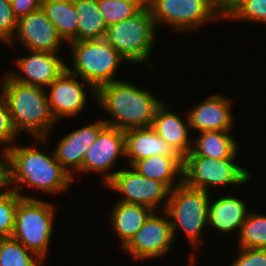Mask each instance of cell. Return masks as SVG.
I'll use <instances>...</instances> for the list:
<instances>
[{
  "mask_svg": "<svg viewBox=\"0 0 266 266\" xmlns=\"http://www.w3.org/2000/svg\"><path fill=\"white\" fill-rule=\"evenodd\" d=\"M34 146L22 147L13 144L5 153L7 158L8 187L22 198H35L21 193L22 187H32L49 193H58L67 190L73 181L72 177L56 160L55 153L51 156L38 150L37 145L45 144L46 138H33Z\"/></svg>",
  "mask_w": 266,
  "mask_h": 266,
  "instance_id": "1",
  "label": "cell"
},
{
  "mask_svg": "<svg viewBox=\"0 0 266 266\" xmlns=\"http://www.w3.org/2000/svg\"><path fill=\"white\" fill-rule=\"evenodd\" d=\"M96 101L113 117L107 126L126 131L152 127L157 108L164 102L147 90L117 79L96 90Z\"/></svg>",
  "mask_w": 266,
  "mask_h": 266,
  "instance_id": "2",
  "label": "cell"
},
{
  "mask_svg": "<svg viewBox=\"0 0 266 266\" xmlns=\"http://www.w3.org/2000/svg\"><path fill=\"white\" fill-rule=\"evenodd\" d=\"M2 94L5 98L11 120L18 132L26 130L33 138L48 140L52 127L57 123L50 110L47 89L26 85L4 74Z\"/></svg>",
  "mask_w": 266,
  "mask_h": 266,
  "instance_id": "3",
  "label": "cell"
},
{
  "mask_svg": "<svg viewBox=\"0 0 266 266\" xmlns=\"http://www.w3.org/2000/svg\"><path fill=\"white\" fill-rule=\"evenodd\" d=\"M156 29L151 12L145 4L132 17L109 25L104 39L127 63H142L152 53Z\"/></svg>",
  "mask_w": 266,
  "mask_h": 266,
  "instance_id": "4",
  "label": "cell"
},
{
  "mask_svg": "<svg viewBox=\"0 0 266 266\" xmlns=\"http://www.w3.org/2000/svg\"><path fill=\"white\" fill-rule=\"evenodd\" d=\"M75 70H67L89 83L95 90L115 80L121 56L105 39L70 42Z\"/></svg>",
  "mask_w": 266,
  "mask_h": 266,
  "instance_id": "5",
  "label": "cell"
},
{
  "mask_svg": "<svg viewBox=\"0 0 266 266\" xmlns=\"http://www.w3.org/2000/svg\"><path fill=\"white\" fill-rule=\"evenodd\" d=\"M54 206L37 198H21L18 201L12 238L42 260L53 235Z\"/></svg>",
  "mask_w": 266,
  "mask_h": 266,
  "instance_id": "6",
  "label": "cell"
},
{
  "mask_svg": "<svg viewBox=\"0 0 266 266\" xmlns=\"http://www.w3.org/2000/svg\"><path fill=\"white\" fill-rule=\"evenodd\" d=\"M209 193L181 183L170 191L165 212L169 216L173 236L184 231L192 247L201 242V232L208 225ZM177 229V230H176Z\"/></svg>",
  "mask_w": 266,
  "mask_h": 266,
  "instance_id": "7",
  "label": "cell"
},
{
  "mask_svg": "<svg viewBox=\"0 0 266 266\" xmlns=\"http://www.w3.org/2000/svg\"><path fill=\"white\" fill-rule=\"evenodd\" d=\"M145 4L156 27L165 24L182 32L224 17L210 0H145Z\"/></svg>",
  "mask_w": 266,
  "mask_h": 266,
  "instance_id": "8",
  "label": "cell"
},
{
  "mask_svg": "<svg viewBox=\"0 0 266 266\" xmlns=\"http://www.w3.org/2000/svg\"><path fill=\"white\" fill-rule=\"evenodd\" d=\"M235 158L214 159L204 156L183 158V183L205 192L208 187L240 185L250 181L251 174L234 162Z\"/></svg>",
  "mask_w": 266,
  "mask_h": 266,
  "instance_id": "9",
  "label": "cell"
},
{
  "mask_svg": "<svg viewBox=\"0 0 266 266\" xmlns=\"http://www.w3.org/2000/svg\"><path fill=\"white\" fill-rule=\"evenodd\" d=\"M130 170H118L106 184L111 190L123 195L120 202L141 204L156 211L159 204L165 211L170 189L162 182L142 176L130 166Z\"/></svg>",
  "mask_w": 266,
  "mask_h": 266,
  "instance_id": "10",
  "label": "cell"
},
{
  "mask_svg": "<svg viewBox=\"0 0 266 266\" xmlns=\"http://www.w3.org/2000/svg\"><path fill=\"white\" fill-rule=\"evenodd\" d=\"M163 214L168 218L155 215L153 212L123 247V250L133 257L132 259H155L171 250L174 240L173 231L169 216L165 211Z\"/></svg>",
  "mask_w": 266,
  "mask_h": 266,
  "instance_id": "11",
  "label": "cell"
},
{
  "mask_svg": "<svg viewBox=\"0 0 266 266\" xmlns=\"http://www.w3.org/2000/svg\"><path fill=\"white\" fill-rule=\"evenodd\" d=\"M126 155L125 131L116 127L105 126L98 134L96 140L87 149L82 162L83 172H101L103 183L106 185L115 175L111 171L118 156Z\"/></svg>",
  "mask_w": 266,
  "mask_h": 266,
  "instance_id": "12",
  "label": "cell"
},
{
  "mask_svg": "<svg viewBox=\"0 0 266 266\" xmlns=\"http://www.w3.org/2000/svg\"><path fill=\"white\" fill-rule=\"evenodd\" d=\"M13 37L7 43L10 46L16 37L28 51L51 53H57L64 41L41 7L17 21Z\"/></svg>",
  "mask_w": 266,
  "mask_h": 266,
  "instance_id": "13",
  "label": "cell"
},
{
  "mask_svg": "<svg viewBox=\"0 0 266 266\" xmlns=\"http://www.w3.org/2000/svg\"><path fill=\"white\" fill-rule=\"evenodd\" d=\"M77 77L66 69L47 87H50V94H47L50 110L57 122L63 117L77 115L86 106L87 93L83 84H87L96 99V90L84 80L80 83Z\"/></svg>",
  "mask_w": 266,
  "mask_h": 266,
  "instance_id": "14",
  "label": "cell"
},
{
  "mask_svg": "<svg viewBox=\"0 0 266 266\" xmlns=\"http://www.w3.org/2000/svg\"><path fill=\"white\" fill-rule=\"evenodd\" d=\"M28 52L29 56L15 60L23 75L14 71L7 73L16 82L47 89L67 69L66 63L56 53Z\"/></svg>",
  "mask_w": 266,
  "mask_h": 266,
  "instance_id": "15",
  "label": "cell"
},
{
  "mask_svg": "<svg viewBox=\"0 0 266 266\" xmlns=\"http://www.w3.org/2000/svg\"><path fill=\"white\" fill-rule=\"evenodd\" d=\"M105 126L106 123L100 120L73 130L58 141V145L54 149L56 160L72 179H74L72 171L82 172V162L86 151L95 142L99 132Z\"/></svg>",
  "mask_w": 266,
  "mask_h": 266,
  "instance_id": "16",
  "label": "cell"
},
{
  "mask_svg": "<svg viewBox=\"0 0 266 266\" xmlns=\"http://www.w3.org/2000/svg\"><path fill=\"white\" fill-rule=\"evenodd\" d=\"M231 100L220 94L210 95L186 112L192 129L204 131H231L233 115Z\"/></svg>",
  "mask_w": 266,
  "mask_h": 266,
  "instance_id": "17",
  "label": "cell"
},
{
  "mask_svg": "<svg viewBox=\"0 0 266 266\" xmlns=\"http://www.w3.org/2000/svg\"><path fill=\"white\" fill-rule=\"evenodd\" d=\"M166 106V103L163 102L157 108L152 128L165 142L170 144L182 158H184L191 151L193 146L188 136L190 130L188 116H186L187 119L184 121L181 119L180 115L169 111Z\"/></svg>",
  "mask_w": 266,
  "mask_h": 266,
  "instance_id": "18",
  "label": "cell"
},
{
  "mask_svg": "<svg viewBox=\"0 0 266 266\" xmlns=\"http://www.w3.org/2000/svg\"><path fill=\"white\" fill-rule=\"evenodd\" d=\"M125 150L129 166L153 155L180 156L152 127L126 130Z\"/></svg>",
  "mask_w": 266,
  "mask_h": 266,
  "instance_id": "19",
  "label": "cell"
},
{
  "mask_svg": "<svg viewBox=\"0 0 266 266\" xmlns=\"http://www.w3.org/2000/svg\"><path fill=\"white\" fill-rule=\"evenodd\" d=\"M249 211L246 203L232 196H220L208 206V225L225 235L231 232H240Z\"/></svg>",
  "mask_w": 266,
  "mask_h": 266,
  "instance_id": "20",
  "label": "cell"
},
{
  "mask_svg": "<svg viewBox=\"0 0 266 266\" xmlns=\"http://www.w3.org/2000/svg\"><path fill=\"white\" fill-rule=\"evenodd\" d=\"M110 214V222L115 235L121 239L123 248L154 212L150 207L117 201Z\"/></svg>",
  "mask_w": 266,
  "mask_h": 266,
  "instance_id": "21",
  "label": "cell"
},
{
  "mask_svg": "<svg viewBox=\"0 0 266 266\" xmlns=\"http://www.w3.org/2000/svg\"><path fill=\"white\" fill-rule=\"evenodd\" d=\"M131 167L144 177L164 183L170 190L183 183L181 156L153 155L135 162ZM175 176H181L178 182H174Z\"/></svg>",
  "mask_w": 266,
  "mask_h": 266,
  "instance_id": "22",
  "label": "cell"
},
{
  "mask_svg": "<svg viewBox=\"0 0 266 266\" xmlns=\"http://www.w3.org/2000/svg\"><path fill=\"white\" fill-rule=\"evenodd\" d=\"M230 131H204L193 140L194 146L186 156H204L214 159L235 158L237 141L230 136Z\"/></svg>",
  "mask_w": 266,
  "mask_h": 266,
  "instance_id": "23",
  "label": "cell"
},
{
  "mask_svg": "<svg viewBox=\"0 0 266 266\" xmlns=\"http://www.w3.org/2000/svg\"><path fill=\"white\" fill-rule=\"evenodd\" d=\"M41 8L64 41H77V12L73 0H42Z\"/></svg>",
  "mask_w": 266,
  "mask_h": 266,
  "instance_id": "24",
  "label": "cell"
},
{
  "mask_svg": "<svg viewBox=\"0 0 266 266\" xmlns=\"http://www.w3.org/2000/svg\"><path fill=\"white\" fill-rule=\"evenodd\" d=\"M77 12V41L104 39L107 26L97 0H73Z\"/></svg>",
  "mask_w": 266,
  "mask_h": 266,
  "instance_id": "25",
  "label": "cell"
},
{
  "mask_svg": "<svg viewBox=\"0 0 266 266\" xmlns=\"http://www.w3.org/2000/svg\"><path fill=\"white\" fill-rule=\"evenodd\" d=\"M43 261L18 240L0 238V266H43Z\"/></svg>",
  "mask_w": 266,
  "mask_h": 266,
  "instance_id": "26",
  "label": "cell"
},
{
  "mask_svg": "<svg viewBox=\"0 0 266 266\" xmlns=\"http://www.w3.org/2000/svg\"><path fill=\"white\" fill-rule=\"evenodd\" d=\"M238 235V248L266 249V216L249 212Z\"/></svg>",
  "mask_w": 266,
  "mask_h": 266,
  "instance_id": "27",
  "label": "cell"
},
{
  "mask_svg": "<svg viewBox=\"0 0 266 266\" xmlns=\"http://www.w3.org/2000/svg\"><path fill=\"white\" fill-rule=\"evenodd\" d=\"M97 4L108 27L132 17L145 5V0H97Z\"/></svg>",
  "mask_w": 266,
  "mask_h": 266,
  "instance_id": "28",
  "label": "cell"
},
{
  "mask_svg": "<svg viewBox=\"0 0 266 266\" xmlns=\"http://www.w3.org/2000/svg\"><path fill=\"white\" fill-rule=\"evenodd\" d=\"M22 197L12 188L0 193V238L11 237L14 230L15 212Z\"/></svg>",
  "mask_w": 266,
  "mask_h": 266,
  "instance_id": "29",
  "label": "cell"
},
{
  "mask_svg": "<svg viewBox=\"0 0 266 266\" xmlns=\"http://www.w3.org/2000/svg\"><path fill=\"white\" fill-rule=\"evenodd\" d=\"M224 18L266 24V0H240Z\"/></svg>",
  "mask_w": 266,
  "mask_h": 266,
  "instance_id": "30",
  "label": "cell"
},
{
  "mask_svg": "<svg viewBox=\"0 0 266 266\" xmlns=\"http://www.w3.org/2000/svg\"><path fill=\"white\" fill-rule=\"evenodd\" d=\"M0 95V144L5 145L3 146V152H6L10 147L13 146L12 144L14 143L18 132L13 126L5 98L3 94Z\"/></svg>",
  "mask_w": 266,
  "mask_h": 266,
  "instance_id": "31",
  "label": "cell"
},
{
  "mask_svg": "<svg viewBox=\"0 0 266 266\" xmlns=\"http://www.w3.org/2000/svg\"><path fill=\"white\" fill-rule=\"evenodd\" d=\"M17 21L10 0H0V41L8 43L13 38Z\"/></svg>",
  "mask_w": 266,
  "mask_h": 266,
  "instance_id": "32",
  "label": "cell"
},
{
  "mask_svg": "<svg viewBox=\"0 0 266 266\" xmlns=\"http://www.w3.org/2000/svg\"><path fill=\"white\" fill-rule=\"evenodd\" d=\"M240 254L231 266H266V249L239 248Z\"/></svg>",
  "mask_w": 266,
  "mask_h": 266,
  "instance_id": "33",
  "label": "cell"
},
{
  "mask_svg": "<svg viewBox=\"0 0 266 266\" xmlns=\"http://www.w3.org/2000/svg\"><path fill=\"white\" fill-rule=\"evenodd\" d=\"M13 14L17 20L39 9L42 0H10Z\"/></svg>",
  "mask_w": 266,
  "mask_h": 266,
  "instance_id": "34",
  "label": "cell"
},
{
  "mask_svg": "<svg viewBox=\"0 0 266 266\" xmlns=\"http://www.w3.org/2000/svg\"><path fill=\"white\" fill-rule=\"evenodd\" d=\"M3 160H0V189L8 187L7 158L6 153L2 151Z\"/></svg>",
  "mask_w": 266,
  "mask_h": 266,
  "instance_id": "35",
  "label": "cell"
},
{
  "mask_svg": "<svg viewBox=\"0 0 266 266\" xmlns=\"http://www.w3.org/2000/svg\"><path fill=\"white\" fill-rule=\"evenodd\" d=\"M240 0H220V12L225 15Z\"/></svg>",
  "mask_w": 266,
  "mask_h": 266,
  "instance_id": "36",
  "label": "cell"
},
{
  "mask_svg": "<svg viewBox=\"0 0 266 266\" xmlns=\"http://www.w3.org/2000/svg\"><path fill=\"white\" fill-rule=\"evenodd\" d=\"M216 7L217 9L220 11V0H210Z\"/></svg>",
  "mask_w": 266,
  "mask_h": 266,
  "instance_id": "37",
  "label": "cell"
}]
</instances>
